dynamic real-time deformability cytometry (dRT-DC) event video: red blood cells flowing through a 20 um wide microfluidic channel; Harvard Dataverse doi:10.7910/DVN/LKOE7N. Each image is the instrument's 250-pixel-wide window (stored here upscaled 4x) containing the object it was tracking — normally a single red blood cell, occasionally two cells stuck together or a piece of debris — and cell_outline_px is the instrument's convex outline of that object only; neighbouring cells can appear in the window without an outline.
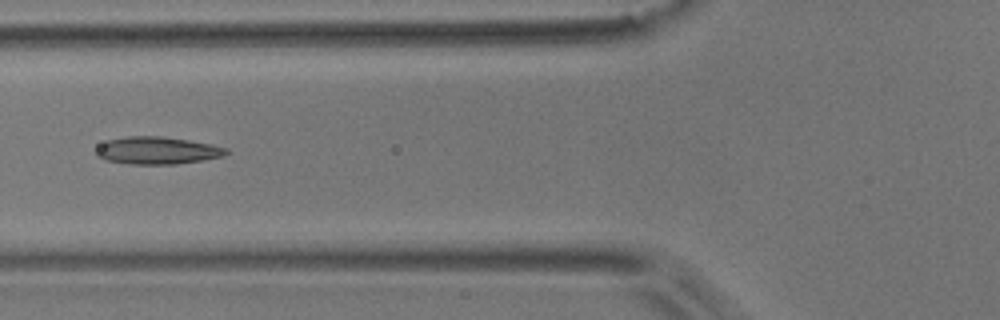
{"species": "common noctule bat (a hibernating species)", "species_latin": "Nyctalus noctula", "temperature_condition": "room temperature", "stored_images_in_passage": 6, "camera_frame_rate_fps": 3000, "um_per_image_px": 0.085, "animal": {"sex": "male", "body_mass_g": 17.9}, "frame": {"image": 1, "passage_image": 4, "time_ms": 1.0, "image_size_px": [1000, 320], "cell_outline_px": [[228, 152], [224, 156], [176, 164], [132, 164], [104, 160], [96, 156], [96, 148], [100, 144], [108, 140], [128, 136], [160, 136], [188, 140], [228, 148]], "centroid_in_image_um": [13.32, 12.79], "position_along_channel_um": 112.5, "area_um2": 20.63}}
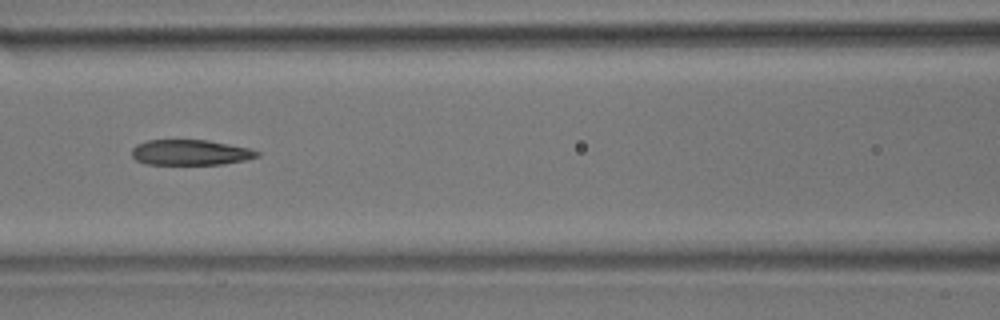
{"frame": {"image": 2, "passage_image": 5, "time_ms": 1.333, "image_size_px": [1000, 320], "cell_outline_px": [[260, 156], [244, 160], [224, 164], [148, 164], [136, 160], [132, 156], [132, 148], [136, 144], [148, 140], [208, 140], [248, 148], [260, 152]], "centroid_in_image_um": [16.17, 12.95], "position_along_channel_um": 150.4, "area_um2": 18.5}}
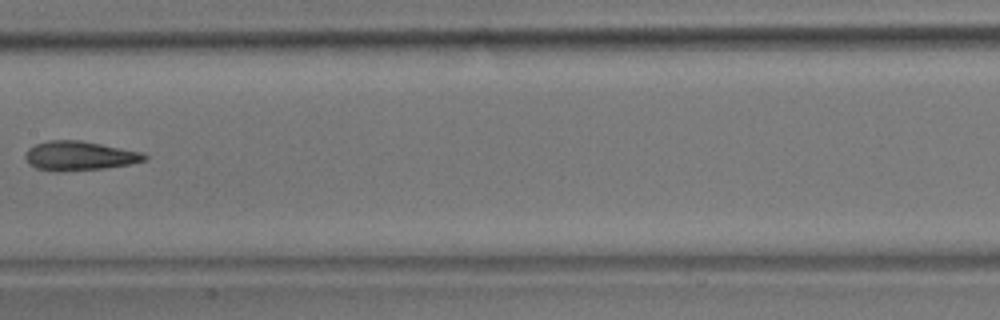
{"frame": {"image": 3, "passage_image": 6, "time_ms": 1.667, "image_size_px": [1000, 320], "cell_outline_px": [[148, 160], [128, 164], [104, 168], [56, 172], [36, 168], [28, 164], [24, 156], [28, 148], [36, 144], [48, 140], [80, 140], [140, 152], [148, 156]], "centroid_in_image_um": [6.7, 13.25], "position_along_channel_um": 200.7, "area_um2": 20.23}}